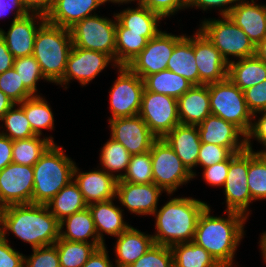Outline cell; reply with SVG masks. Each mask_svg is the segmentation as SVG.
<instances>
[{"label": "cell", "mask_w": 266, "mask_h": 267, "mask_svg": "<svg viewBox=\"0 0 266 267\" xmlns=\"http://www.w3.org/2000/svg\"><path fill=\"white\" fill-rule=\"evenodd\" d=\"M210 207L208 205L201 213L192 242L203 247L220 265L237 267L233 258L244 238L248 218L242 213L228 210L224 211L227 217L212 216Z\"/></svg>", "instance_id": "cell-1"}, {"label": "cell", "mask_w": 266, "mask_h": 267, "mask_svg": "<svg viewBox=\"0 0 266 267\" xmlns=\"http://www.w3.org/2000/svg\"><path fill=\"white\" fill-rule=\"evenodd\" d=\"M59 221L47 205L14 204L1 208L0 234L12 233L33 248L54 245L59 239Z\"/></svg>", "instance_id": "cell-2"}, {"label": "cell", "mask_w": 266, "mask_h": 267, "mask_svg": "<svg viewBox=\"0 0 266 267\" xmlns=\"http://www.w3.org/2000/svg\"><path fill=\"white\" fill-rule=\"evenodd\" d=\"M208 206L204 201L193 197L170 198L155 216L154 244L171 247L179 243L192 242L198 219Z\"/></svg>", "instance_id": "cell-3"}, {"label": "cell", "mask_w": 266, "mask_h": 267, "mask_svg": "<svg viewBox=\"0 0 266 267\" xmlns=\"http://www.w3.org/2000/svg\"><path fill=\"white\" fill-rule=\"evenodd\" d=\"M63 146L52 144L33 165L34 190L32 203L46 205L63 187L73 180L76 164L64 153Z\"/></svg>", "instance_id": "cell-4"}, {"label": "cell", "mask_w": 266, "mask_h": 267, "mask_svg": "<svg viewBox=\"0 0 266 267\" xmlns=\"http://www.w3.org/2000/svg\"><path fill=\"white\" fill-rule=\"evenodd\" d=\"M72 46L70 29L47 21L39 28L34 41L33 56L50 83L57 84L64 77Z\"/></svg>", "instance_id": "cell-5"}, {"label": "cell", "mask_w": 266, "mask_h": 267, "mask_svg": "<svg viewBox=\"0 0 266 267\" xmlns=\"http://www.w3.org/2000/svg\"><path fill=\"white\" fill-rule=\"evenodd\" d=\"M200 20L199 30L207 37L229 64L236 60L255 56L256 46L243 30L228 16ZM230 56V58H229ZM232 56V57H231ZM231 59V60H230Z\"/></svg>", "instance_id": "cell-6"}, {"label": "cell", "mask_w": 266, "mask_h": 267, "mask_svg": "<svg viewBox=\"0 0 266 267\" xmlns=\"http://www.w3.org/2000/svg\"><path fill=\"white\" fill-rule=\"evenodd\" d=\"M207 85L211 115L234 124L247 135L252 125L253 115L247 107L243 91L228 78Z\"/></svg>", "instance_id": "cell-7"}, {"label": "cell", "mask_w": 266, "mask_h": 267, "mask_svg": "<svg viewBox=\"0 0 266 267\" xmlns=\"http://www.w3.org/2000/svg\"><path fill=\"white\" fill-rule=\"evenodd\" d=\"M113 19L96 14L77 22L70 28L73 46L103 52L116 63L115 13Z\"/></svg>", "instance_id": "cell-8"}, {"label": "cell", "mask_w": 266, "mask_h": 267, "mask_svg": "<svg viewBox=\"0 0 266 267\" xmlns=\"http://www.w3.org/2000/svg\"><path fill=\"white\" fill-rule=\"evenodd\" d=\"M150 154L153 183L166 192V195L171 196L180 186L186 185L194 178L163 138L152 143Z\"/></svg>", "instance_id": "cell-9"}, {"label": "cell", "mask_w": 266, "mask_h": 267, "mask_svg": "<svg viewBox=\"0 0 266 267\" xmlns=\"http://www.w3.org/2000/svg\"><path fill=\"white\" fill-rule=\"evenodd\" d=\"M117 69L118 77L109 91V108L112 115L108 120L136 116L141 107L143 79L127 66H118Z\"/></svg>", "instance_id": "cell-10"}, {"label": "cell", "mask_w": 266, "mask_h": 267, "mask_svg": "<svg viewBox=\"0 0 266 267\" xmlns=\"http://www.w3.org/2000/svg\"><path fill=\"white\" fill-rule=\"evenodd\" d=\"M157 138H164L175 126L180 124L177 99L145 88L142 93L138 114Z\"/></svg>", "instance_id": "cell-11"}, {"label": "cell", "mask_w": 266, "mask_h": 267, "mask_svg": "<svg viewBox=\"0 0 266 267\" xmlns=\"http://www.w3.org/2000/svg\"><path fill=\"white\" fill-rule=\"evenodd\" d=\"M185 34L175 35L160 31L154 38L148 40L145 48L127 65L141 79L167 69V63L175 45Z\"/></svg>", "instance_id": "cell-12"}, {"label": "cell", "mask_w": 266, "mask_h": 267, "mask_svg": "<svg viewBox=\"0 0 266 267\" xmlns=\"http://www.w3.org/2000/svg\"><path fill=\"white\" fill-rule=\"evenodd\" d=\"M247 175L248 149L246 148L229 157V170L223 192L226 199V211H236L248 218L252 211L249 206L253 201L249 192Z\"/></svg>", "instance_id": "cell-13"}, {"label": "cell", "mask_w": 266, "mask_h": 267, "mask_svg": "<svg viewBox=\"0 0 266 267\" xmlns=\"http://www.w3.org/2000/svg\"><path fill=\"white\" fill-rule=\"evenodd\" d=\"M108 65L113 66L114 70L118 67L115 61L103 52L72 46L67 59L64 77L56 85L67 89L69 88L67 85L75 79L84 87L94 80Z\"/></svg>", "instance_id": "cell-14"}, {"label": "cell", "mask_w": 266, "mask_h": 267, "mask_svg": "<svg viewBox=\"0 0 266 267\" xmlns=\"http://www.w3.org/2000/svg\"><path fill=\"white\" fill-rule=\"evenodd\" d=\"M33 166L8 164L0 171V207L32 203Z\"/></svg>", "instance_id": "cell-15"}, {"label": "cell", "mask_w": 266, "mask_h": 267, "mask_svg": "<svg viewBox=\"0 0 266 267\" xmlns=\"http://www.w3.org/2000/svg\"><path fill=\"white\" fill-rule=\"evenodd\" d=\"M110 137L122 144L131 155L150 151L157 139L139 115L108 121Z\"/></svg>", "instance_id": "cell-16"}, {"label": "cell", "mask_w": 266, "mask_h": 267, "mask_svg": "<svg viewBox=\"0 0 266 267\" xmlns=\"http://www.w3.org/2000/svg\"><path fill=\"white\" fill-rule=\"evenodd\" d=\"M45 22L46 16L29 13L15 21L12 19L7 32L0 28V36L14 58L33 55L36 34Z\"/></svg>", "instance_id": "cell-17"}, {"label": "cell", "mask_w": 266, "mask_h": 267, "mask_svg": "<svg viewBox=\"0 0 266 267\" xmlns=\"http://www.w3.org/2000/svg\"><path fill=\"white\" fill-rule=\"evenodd\" d=\"M194 55L199 72V85L228 78L229 64L199 29L194 33Z\"/></svg>", "instance_id": "cell-18"}, {"label": "cell", "mask_w": 266, "mask_h": 267, "mask_svg": "<svg viewBox=\"0 0 266 267\" xmlns=\"http://www.w3.org/2000/svg\"><path fill=\"white\" fill-rule=\"evenodd\" d=\"M164 191L155 183L132 184L118 180L116 199L129 212L136 215H153Z\"/></svg>", "instance_id": "cell-19"}, {"label": "cell", "mask_w": 266, "mask_h": 267, "mask_svg": "<svg viewBox=\"0 0 266 267\" xmlns=\"http://www.w3.org/2000/svg\"><path fill=\"white\" fill-rule=\"evenodd\" d=\"M97 168L82 172L76 164L74 166L73 180L87 205L116 198L118 179L100 167Z\"/></svg>", "instance_id": "cell-20"}, {"label": "cell", "mask_w": 266, "mask_h": 267, "mask_svg": "<svg viewBox=\"0 0 266 267\" xmlns=\"http://www.w3.org/2000/svg\"><path fill=\"white\" fill-rule=\"evenodd\" d=\"M201 143L227 147L232 153L246 149V135L234 124L215 115H209L197 125Z\"/></svg>", "instance_id": "cell-21"}, {"label": "cell", "mask_w": 266, "mask_h": 267, "mask_svg": "<svg viewBox=\"0 0 266 267\" xmlns=\"http://www.w3.org/2000/svg\"><path fill=\"white\" fill-rule=\"evenodd\" d=\"M227 16L255 46L266 37V4L241 0Z\"/></svg>", "instance_id": "cell-22"}, {"label": "cell", "mask_w": 266, "mask_h": 267, "mask_svg": "<svg viewBox=\"0 0 266 267\" xmlns=\"http://www.w3.org/2000/svg\"><path fill=\"white\" fill-rule=\"evenodd\" d=\"M163 139L175 151L176 155L195 178L197 176L195 168L197 167L201 145L197 126L178 124Z\"/></svg>", "instance_id": "cell-23"}, {"label": "cell", "mask_w": 266, "mask_h": 267, "mask_svg": "<svg viewBox=\"0 0 266 267\" xmlns=\"http://www.w3.org/2000/svg\"><path fill=\"white\" fill-rule=\"evenodd\" d=\"M106 3L109 2L107 0H54L50 12L46 15V21L70 29L84 18L96 15V9Z\"/></svg>", "instance_id": "cell-24"}, {"label": "cell", "mask_w": 266, "mask_h": 267, "mask_svg": "<svg viewBox=\"0 0 266 267\" xmlns=\"http://www.w3.org/2000/svg\"><path fill=\"white\" fill-rule=\"evenodd\" d=\"M114 200L116 201V198L88 205L98 238L104 245L106 244L103 234L117 237L131 226L125 222L123 208L115 205Z\"/></svg>", "instance_id": "cell-25"}, {"label": "cell", "mask_w": 266, "mask_h": 267, "mask_svg": "<svg viewBox=\"0 0 266 267\" xmlns=\"http://www.w3.org/2000/svg\"><path fill=\"white\" fill-rule=\"evenodd\" d=\"M180 124L200 125L211 115L208 85H194L177 99Z\"/></svg>", "instance_id": "cell-26"}, {"label": "cell", "mask_w": 266, "mask_h": 267, "mask_svg": "<svg viewBox=\"0 0 266 267\" xmlns=\"http://www.w3.org/2000/svg\"><path fill=\"white\" fill-rule=\"evenodd\" d=\"M115 267H129L154 244L153 236L130 226L115 237Z\"/></svg>", "instance_id": "cell-27"}, {"label": "cell", "mask_w": 266, "mask_h": 267, "mask_svg": "<svg viewBox=\"0 0 266 267\" xmlns=\"http://www.w3.org/2000/svg\"><path fill=\"white\" fill-rule=\"evenodd\" d=\"M135 8L128 7L115 13L117 21L127 28V32L142 33L148 40L154 38L160 31L159 23L163 20L158 14L137 3Z\"/></svg>", "instance_id": "cell-28"}, {"label": "cell", "mask_w": 266, "mask_h": 267, "mask_svg": "<svg viewBox=\"0 0 266 267\" xmlns=\"http://www.w3.org/2000/svg\"><path fill=\"white\" fill-rule=\"evenodd\" d=\"M59 226V238L61 239L72 242L103 244L98 238L92 213L88 207L64 218L59 222Z\"/></svg>", "instance_id": "cell-29"}, {"label": "cell", "mask_w": 266, "mask_h": 267, "mask_svg": "<svg viewBox=\"0 0 266 267\" xmlns=\"http://www.w3.org/2000/svg\"><path fill=\"white\" fill-rule=\"evenodd\" d=\"M167 69L199 85V72L194 55V34L185 36L175 45Z\"/></svg>", "instance_id": "cell-30"}, {"label": "cell", "mask_w": 266, "mask_h": 267, "mask_svg": "<svg viewBox=\"0 0 266 267\" xmlns=\"http://www.w3.org/2000/svg\"><path fill=\"white\" fill-rule=\"evenodd\" d=\"M228 79L242 91L266 80V63L256 55L239 60L233 59L228 66Z\"/></svg>", "instance_id": "cell-31"}, {"label": "cell", "mask_w": 266, "mask_h": 267, "mask_svg": "<svg viewBox=\"0 0 266 267\" xmlns=\"http://www.w3.org/2000/svg\"><path fill=\"white\" fill-rule=\"evenodd\" d=\"M46 205L59 222L88 207L74 180L63 187Z\"/></svg>", "instance_id": "cell-32"}, {"label": "cell", "mask_w": 266, "mask_h": 267, "mask_svg": "<svg viewBox=\"0 0 266 267\" xmlns=\"http://www.w3.org/2000/svg\"><path fill=\"white\" fill-rule=\"evenodd\" d=\"M143 81L144 88L147 91L172 96L176 99L180 98L194 86L184 77L168 69L151 74Z\"/></svg>", "instance_id": "cell-33"}, {"label": "cell", "mask_w": 266, "mask_h": 267, "mask_svg": "<svg viewBox=\"0 0 266 267\" xmlns=\"http://www.w3.org/2000/svg\"><path fill=\"white\" fill-rule=\"evenodd\" d=\"M25 112L35 135L42 136V130L54 129V113L50 104L40 95L26 98L18 104Z\"/></svg>", "instance_id": "cell-34"}, {"label": "cell", "mask_w": 266, "mask_h": 267, "mask_svg": "<svg viewBox=\"0 0 266 267\" xmlns=\"http://www.w3.org/2000/svg\"><path fill=\"white\" fill-rule=\"evenodd\" d=\"M55 144L53 136L35 135L26 139L13 141L12 162L21 165L33 166L45 151Z\"/></svg>", "instance_id": "cell-35"}, {"label": "cell", "mask_w": 266, "mask_h": 267, "mask_svg": "<svg viewBox=\"0 0 266 267\" xmlns=\"http://www.w3.org/2000/svg\"><path fill=\"white\" fill-rule=\"evenodd\" d=\"M174 267H219L220 264L203 247L194 242L179 243L170 247Z\"/></svg>", "instance_id": "cell-36"}, {"label": "cell", "mask_w": 266, "mask_h": 267, "mask_svg": "<svg viewBox=\"0 0 266 267\" xmlns=\"http://www.w3.org/2000/svg\"><path fill=\"white\" fill-rule=\"evenodd\" d=\"M99 155L101 169L118 180L122 179L130 162L131 154L128 150L110 137L109 140L104 143Z\"/></svg>", "instance_id": "cell-37"}, {"label": "cell", "mask_w": 266, "mask_h": 267, "mask_svg": "<svg viewBox=\"0 0 266 267\" xmlns=\"http://www.w3.org/2000/svg\"><path fill=\"white\" fill-rule=\"evenodd\" d=\"M142 33L127 32L118 21L116 25V64L127 66L147 45Z\"/></svg>", "instance_id": "cell-38"}, {"label": "cell", "mask_w": 266, "mask_h": 267, "mask_svg": "<svg viewBox=\"0 0 266 267\" xmlns=\"http://www.w3.org/2000/svg\"><path fill=\"white\" fill-rule=\"evenodd\" d=\"M60 267H82L94 251L104 244L72 242L59 238L55 244Z\"/></svg>", "instance_id": "cell-39"}, {"label": "cell", "mask_w": 266, "mask_h": 267, "mask_svg": "<svg viewBox=\"0 0 266 267\" xmlns=\"http://www.w3.org/2000/svg\"><path fill=\"white\" fill-rule=\"evenodd\" d=\"M247 181L252 201L266 200V153L248 149Z\"/></svg>", "instance_id": "cell-40"}, {"label": "cell", "mask_w": 266, "mask_h": 267, "mask_svg": "<svg viewBox=\"0 0 266 267\" xmlns=\"http://www.w3.org/2000/svg\"><path fill=\"white\" fill-rule=\"evenodd\" d=\"M1 122L3 123L0 125V130L2 127L3 131L1 130L0 133L9 137L12 141L35 136L24 110L18 104H14L8 110Z\"/></svg>", "instance_id": "cell-41"}, {"label": "cell", "mask_w": 266, "mask_h": 267, "mask_svg": "<svg viewBox=\"0 0 266 267\" xmlns=\"http://www.w3.org/2000/svg\"><path fill=\"white\" fill-rule=\"evenodd\" d=\"M13 68L19 75L24 86L33 94L38 95L37 83L40 80L49 82L40 69V65L33 55L14 59Z\"/></svg>", "instance_id": "cell-42"}, {"label": "cell", "mask_w": 266, "mask_h": 267, "mask_svg": "<svg viewBox=\"0 0 266 267\" xmlns=\"http://www.w3.org/2000/svg\"><path fill=\"white\" fill-rule=\"evenodd\" d=\"M121 180L132 184L153 183L150 151L142 154L131 155L127 171Z\"/></svg>", "instance_id": "cell-43"}, {"label": "cell", "mask_w": 266, "mask_h": 267, "mask_svg": "<svg viewBox=\"0 0 266 267\" xmlns=\"http://www.w3.org/2000/svg\"><path fill=\"white\" fill-rule=\"evenodd\" d=\"M0 90L15 104L34 96L22 83L19 75L12 67L0 74Z\"/></svg>", "instance_id": "cell-44"}, {"label": "cell", "mask_w": 266, "mask_h": 267, "mask_svg": "<svg viewBox=\"0 0 266 267\" xmlns=\"http://www.w3.org/2000/svg\"><path fill=\"white\" fill-rule=\"evenodd\" d=\"M129 267H174L171 248L153 244L145 254Z\"/></svg>", "instance_id": "cell-45"}, {"label": "cell", "mask_w": 266, "mask_h": 267, "mask_svg": "<svg viewBox=\"0 0 266 267\" xmlns=\"http://www.w3.org/2000/svg\"><path fill=\"white\" fill-rule=\"evenodd\" d=\"M32 255L25 256L24 267H60L55 245L33 248Z\"/></svg>", "instance_id": "cell-46"}, {"label": "cell", "mask_w": 266, "mask_h": 267, "mask_svg": "<svg viewBox=\"0 0 266 267\" xmlns=\"http://www.w3.org/2000/svg\"><path fill=\"white\" fill-rule=\"evenodd\" d=\"M233 153L227 148L210 143H201L197 167L206 168L227 160Z\"/></svg>", "instance_id": "cell-47"}, {"label": "cell", "mask_w": 266, "mask_h": 267, "mask_svg": "<svg viewBox=\"0 0 266 267\" xmlns=\"http://www.w3.org/2000/svg\"><path fill=\"white\" fill-rule=\"evenodd\" d=\"M135 2L147 7L162 19L175 15L188 6V0H135Z\"/></svg>", "instance_id": "cell-48"}, {"label": "cell", "mask_w": 266, "mask_h": 267, "mask_svg": "<svg viewBox=\"0 0 266 267\" xmlns=\"http://www.w3.org/2000/svg\"><path fill=\"white\" fill-rule=\"evenodd\" d=\"M251 139H254L258 141V143L262 144L263 149H261V151L257 150V153H266V111L253 114L250 131L246 135V148L249 150H252L253 143H251V141L253 140Z\"/></svg>", "instance_id": "cell-49"}, {"label": "cell", "mask_w": 266, "mask_h": 267, "mask_svg": "<svg viewBox=\"0 0 266 267\" xmlns=\"http://www.w3.org/2000/svg\"><path fill=\"white\" fill-rule=\"evenodd\" d=\"M249 111L253 114L266 111V80L243 90Z\"/></svg>", "instance_id": "cell-50"}, {"label": "cell", "mask_w": 266, "mask_h": 267, "mask_svg": "<svg viewBox=\"0 0 266 267\" xmlns=\"http://www.w3.org/2000/svg\"><path fill=\"white\" fill-rule=\"evenodd\" d=\"M241 0H188L187 8L218 10L220 16H227ZM229 5V6H228Z\"/></svg>", "instance_id": "cell-51"}, {"label": "cell", "mask_w": 266, "mask_h": 267, "mask_svg": "<svg viewBox=\"0 0 266 267\" xmlns=\"http://www.w3.org/2000/svg\"><path fill=\"white\" fill-rule=\"evenodd\" d=\"M0 234V267H24L25 255L15 250Z\"/></svg>", "instance_id": "cell-52"}, {"label": "cell", "mask_w": 266, "mask_h": 267, "mask_svg": "<svg viewBox=\"0 0 266 267\" xmlns=\"http://www.w3.org/2000/svg\"><path fill=\"white\" fill-rule=\"evenodd\" d=\"M202 169V177L208 185L223 188L229 170V158L223 162Z\"/></svg>", "instance_id": "cell-53"}, {"label": "cell", "mask_w": 266, "mask_h": 267, "mask_svg": "<svg viewBox=\"0 0 266 267\" xmlns=\"http://www.w3.org/2000/svg\"><path fill=\"white\" fill-rule=\"evenodd\" d=\"M10 11L15 12L14 21L29 14L21 0H0V19L9 15Z\"/></svg>", "instance_id": "cell-54"}, {"label": "cell", "mask_w": 266, "mask_h": 267, "mask_svg": "<svg viewBox=\"0 0 266 267\" xmlns=\"http://www.w3.org/2000/svg\"><path fill=\"white\" fill-rule=\"evenodd\" d=\"M108 252L106 245L97 248L82 267H115Z\"/></svg>", "instance_id": "cell-55"}, {"label": "cell", "mask_w": 266, "mask_h": 267, "mask_svg": "<svg viewBox=\"0 0 266 267\" xmlns=\"http://www.w3.org/2000/svg\"><path fill=\"white\" fill-rule=\"evenodd\" d=\"M13 141L0 133V171L12 163Z\"/></svg>", "instance_id": "cell-56"}, {"label": "cell", "mask_w": 266, "mask_h": 267, "mask_svg": "<svg viewBox=\"0 0 266 267\" xmlns=\"http://www.w3.org/2000/svg\"><path fill=\"white\" fill-rule=\"evenodd\" d=\"M29 13H38L46 16L53 5L54 0H21Z\"/></svg>", "instance_id": "cell-57"}, {"label": "cell", "mask_w": 266, "mask_h": 267, "mask_svg": "<svg viewBox=\"0 0 266 267\" xmlns=\"http://www.w3.org/2000/svg\"><path fill=\"white\" fill-rule=\"evenodd\" d=\"M14 56L9 52L4 39L0 36V74L14 65Z\"/></svg>", "instance_id": "cell-58"}, {"label": "cell", "mask_w": 266, "mask_h": 267, "mask_svg": "<svg viewBox=\"0 0 266 267\" xmlns=\"http://www.w3.org/2000/svg\"><path fill=\"white\" fill-rule=\"evenodd\" d=\"M13 103L1 90H0V121L8 110L14 105Z\"/></svg>", "instance_id": "cell-59"}, {"label": "cell", "mask_w": 266, "mask_h": 267, "mask_svg": "<svg viewBox=\"0 0 266 267\" xmlns=\"http://www.w3.org/2000/svg\"><path fill=\"white\" fill-rule=\"evenodd\" d=\"M255 55L266 63V37L256 46Z\"/></svg>", "instance_id": "cell-60"}, {"label": "cell", "mask_w": 266, "mask_h": 267, "mask_svg": "<svg viewBox=\"0 0 266 267\" xmlns=\"http://www.w3.org/2000/svg\"><path fill=\"white\" fill-rule=\"evenodd\" d=\"M260 237V241L259 246L261 250V258H263V261L266 263V231H264L263 233H261Z\"/></svg>", "instance_id": "cell-61"}, {"label": "cell", "mask_w": 266, "mask_h": 267, "mask_svg": "<svg viewBox=\"0 0 266 267\" xmlns=\"http://www.w3.org/2000/svg\"><path fill=\"white\" fill-rule=\"evenodd\" d=\"M109 3L111 2V3H116V4H118V6L119 5H123V3L126 5V4H131V2H135V0H107Z\"/></svg>", "instance_id": "cell-62"}]
</instances>
